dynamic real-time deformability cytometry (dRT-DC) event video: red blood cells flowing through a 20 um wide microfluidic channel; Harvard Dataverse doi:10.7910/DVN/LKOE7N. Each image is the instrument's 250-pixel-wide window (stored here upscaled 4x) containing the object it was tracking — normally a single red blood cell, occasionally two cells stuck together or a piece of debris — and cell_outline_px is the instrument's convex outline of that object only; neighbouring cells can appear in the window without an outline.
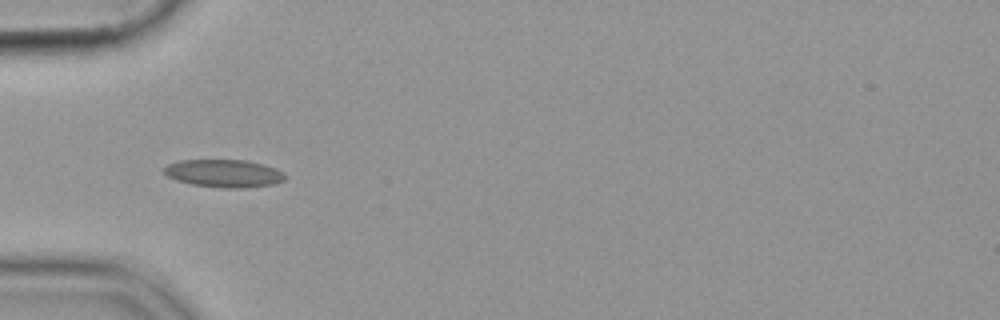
{"species": "common noctule bat (a hibernating species)", "species_latin": "Nyctalus noctula", "temperature_condition": "cold", "stored_images_in_passage": 55, "camera_frame_rate_fps": 3000, "um_per_image_px": 0.085, "animal": {"sex": "female", "body_mass_g": 19.9}, "frame": {"image": 1, "passage_image": 19, "time_ms": 6.0, "image_size_px": [1000, 320], "cell_outline_px": [[284, 180], [272, 184], [244, 188], [224, 188], [192, 184], [176, 180], [168, 176], [164, 172], [164, 168], [168, 164], [180, 160], [244, 160], [264, 164], [276, 168], [284, 172]], "centroid_in_image_um": [19.04, 14.73], "position_along_channel_um": 66.0, "area_um2": 19.48}}